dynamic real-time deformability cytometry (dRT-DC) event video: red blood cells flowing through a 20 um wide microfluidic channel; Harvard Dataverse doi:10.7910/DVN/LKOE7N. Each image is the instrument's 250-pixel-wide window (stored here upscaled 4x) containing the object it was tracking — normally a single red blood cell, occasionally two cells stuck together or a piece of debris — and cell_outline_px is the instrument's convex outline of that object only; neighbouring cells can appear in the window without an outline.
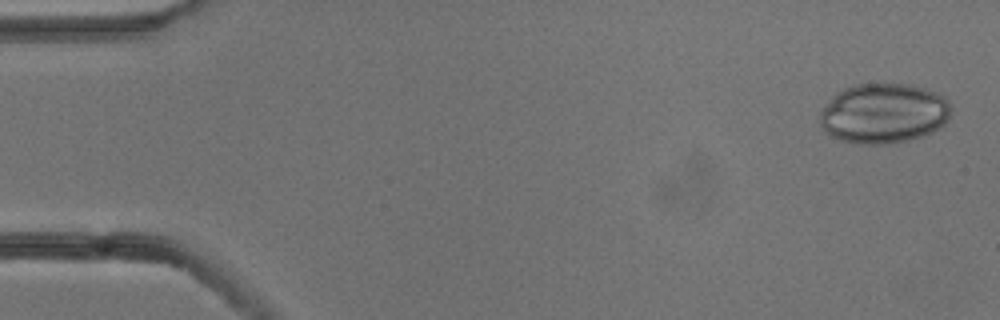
{"species": "common noctule bat (a hibernating species)", "species_latin": "Nyctalus noctula", "temperature_condition": "cold", "stored_images_in_passage": 8, "camera_frame_rate_fps": 3000, "um_per_image_px": 0.085, "animal": {"sex": "male", "body_mass_g": 13.3}, "frame": {"image": 1, "passage_image": 1, "time_ms": 0.0, "image_size_px": [1000, 320], "cell_outline_px": [[952, 108], [948, 120], [940, 128], [924, 136], [908, 140], [884, 144], [860, 144], [840, 140], [832, 136], [820, 124], [820, 112], [832, 96], [836, 92], [844, 88], [856, 84], [908, 84], [924, 88], [936, 92], [944, 96], [948, 100]], "centroid_in_image_um": [75.14, 9.63], "position_along_channel_um": 9.9, "area_um2": 46.07}}
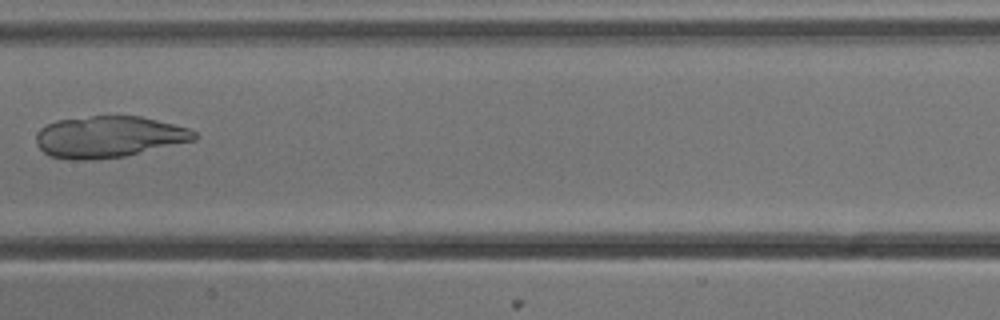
{"frame": {"image": 2, "passage_image": 8, "time_ms": 2.333, "image_size_px": [1000, 320], "cell_outline_px": [[196, 140], [124, 156], [92, 160], [76, 160], [48, 156], [36, 144], [36, 136], [40, 128], [56, 120], [92, 116], [140, 116], [188, 128], [196, 132]], "centroid_in_image_um": [9.22, 11.63], "position_along_channel_um": 198.2, "area_um2": 38.09}}